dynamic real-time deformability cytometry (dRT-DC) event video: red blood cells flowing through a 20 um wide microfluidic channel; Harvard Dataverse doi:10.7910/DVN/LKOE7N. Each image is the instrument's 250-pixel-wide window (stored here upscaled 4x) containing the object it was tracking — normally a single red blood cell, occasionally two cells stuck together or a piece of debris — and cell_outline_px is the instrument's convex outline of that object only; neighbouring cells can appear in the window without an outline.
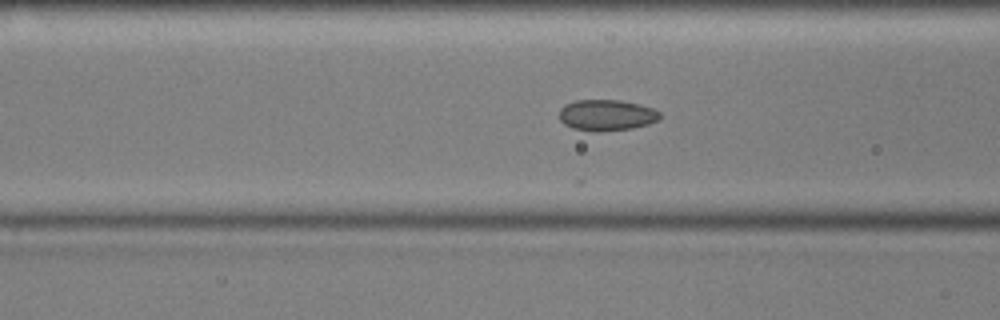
{"species": "common noctule bat (a hibernating species)", "species_latin": "Nyctalus noctula", "temperature_condition": "cold", "stored_images_in_passage": 55, "camera_frame_rate_fps": 3000, "um_per_image_px": 0.085, "animal": {"sex": "male", "body_mass_g": 17.9, "forearm_length_mm": 54.2}, "frame": {"image": 1, "passage_image": 21, "time_ms": 6.667, "image_size_px": [1000, 320], "cell_outline_px": [[660, 120], [648, 124], [632, 128], [572, 128], [564, 124], [560, 120], [560, 108], [564, 104], [576, 100], [620, 100], [640, 104], [652, 108], [660, 112]], "centroid_in_image_um": [51.59, 9.72], "position_along_channel_um": 115.0, "area_um2": 17.46}}
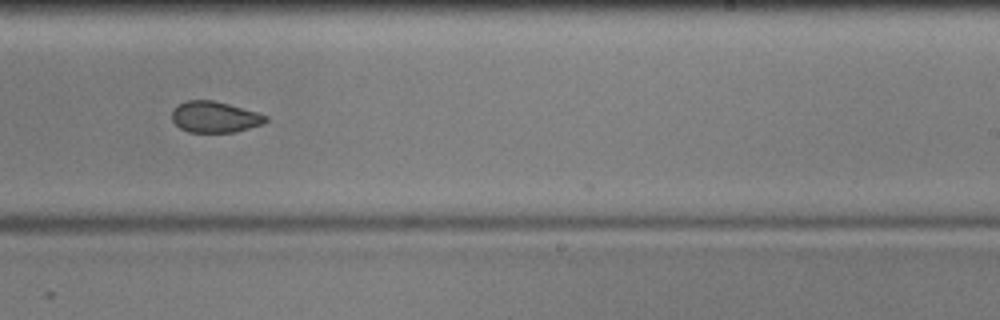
{"frame": {"image": 2, "passage_image": 34, "time_ms": 11.0, "image_size_px": [1000, 320], "cell_outline_px": [[268, 120], [264, 124], [236, 132], [188, 132], [180, 128], [172, 120], [172, 112], [184, 100], [212, 100], [228, 104], [256, 112], [268, 116]], "centroid_in_image_um": [18.27, 9.95], "position_along_channel_um": 270.7, "area_um2": 16.94}}
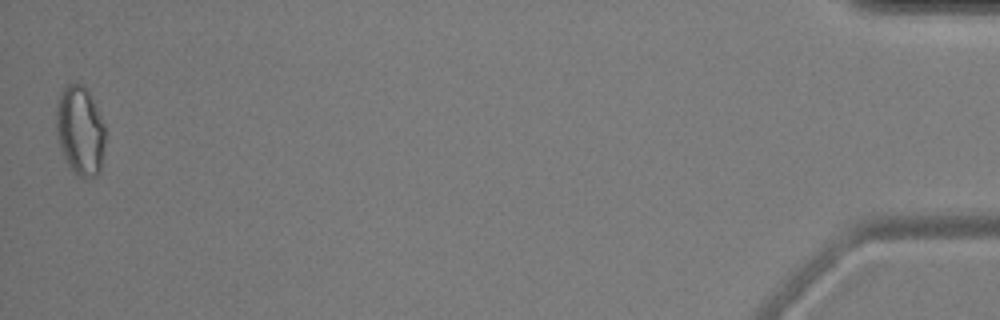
{"frame": {"image": 3, "passage_image": 55, "time_ms": 18.0, "image_size_px": [1000, 320], "cell_outline_px": [[104, 148], [100, 172], [96, 176], [84, 180], [72, 172], [60, 148], [56, 132], [56, 104], [60, 92], [72, 80], [80, 84], [92, 96], [104, 124]], "centroid_in_image_um": [6.8, 11.12], "position_along_channel_um": 428.4, "area_um2": 25.89}, "authors_computed_cell_mechanics": {"area_um2": 18.3804, "velocity_mm_per_s": 3.593, "shape_relaxation_time_tau1_ms": null, "shape_relaxation_time_tau2_ms": 2.1379, "deformation_change_tau1": null, "deformation_change_tau2": 0.0585}}